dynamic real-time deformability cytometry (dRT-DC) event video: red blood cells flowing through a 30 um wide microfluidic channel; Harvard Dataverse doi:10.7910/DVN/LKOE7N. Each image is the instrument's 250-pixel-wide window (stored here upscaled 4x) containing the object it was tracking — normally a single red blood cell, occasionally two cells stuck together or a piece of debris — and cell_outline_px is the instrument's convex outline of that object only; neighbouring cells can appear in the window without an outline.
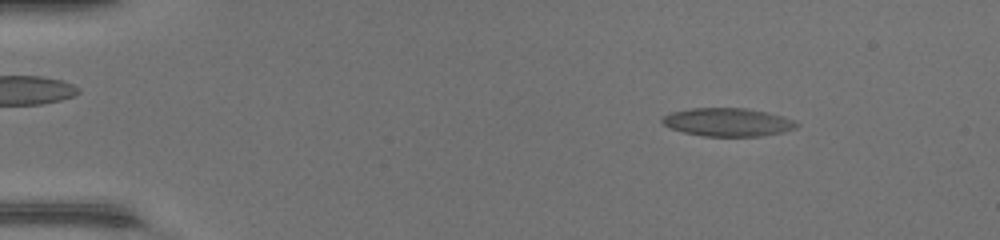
{"species": "common noctule bat (a hibernating species)", "species_latin": "Nyctalus noctula", "temperature_condition": "warm", "stored_images_in_passage": 49, "camera_frame_rate_fps": 3000, "um_per_image_px": 0.085, "animal": {"sex": "female", "body_mass_g": 17.0, "forearm_length_mm": 48.0}, "frame": {"image": 1, "passage_image": 7, "time_ms": 2.0, "image_size_px": [1000, 240], "cell_outline_px": [[800, 124], [796, 128], [784, 132], [760, 136], [704, 136], [684, 132], [672, 128], [664, 124], [660, 120], [668, 112], [688, 108], [744, 108], [768, 112], [784, 116], [796, 120]], "centroid_in_image_um": [61.89, 10.37], "position_along_channel_um": 23.1, "area_um2": 22.31}}
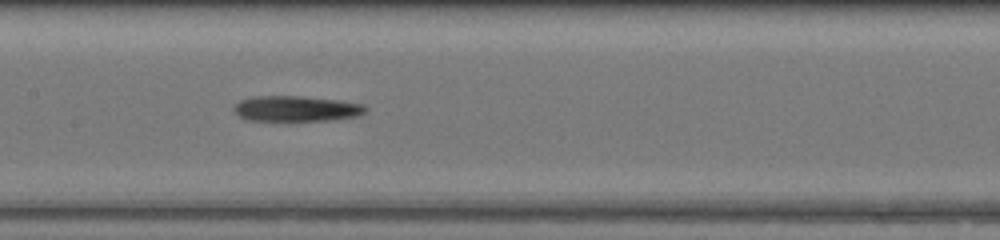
{"frame": {"image": 2, "passage_image": 25, "time_ms": 8.0, "image_size_px": [1000, 240], "cell_outline_px": [[368, 108], [364, 112], [356, 116], [336, 120], [248, 120], [240, 116], [232, 108], [240, 100], [256, 96], [300, 96], [336, 100], [364, 104]], "centroid_in_image_um": [25.2, 9.23], "position_along_channel_um": 182.2, "area_um2": 19.36}}
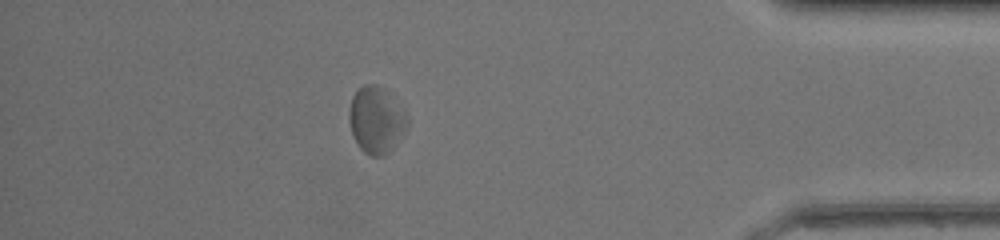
{"frame": {"image": 3, "passage_image": 43, "time_ms": 14.0, "image_size_px": [1000, 240], "cell_outline_px": [[408, 128], [396, 144], [384, 156], [372, 156], [364, 152], [360, 148], [352, 136], [348, 120], [348, 112], [352, 96], [364, 84], [376, 84], [384, 88], [404, 112], [408, 120]], "centroid_in_image_um": [31.96, 10.21], "position_along_channel_um": 403.2, "area_um2": 22.6}, "authors_computed_cell_mechanics": {"area_um2": 21.3282, "velocity_mm_per_s": 4.3103, "shape_relaxation_time_tau1_ms": 3.9955, "shape_relaxation_time_tau2_ms": null, "deformation_change_tau1": 0.1217, "deformation_change_tau2": null}}